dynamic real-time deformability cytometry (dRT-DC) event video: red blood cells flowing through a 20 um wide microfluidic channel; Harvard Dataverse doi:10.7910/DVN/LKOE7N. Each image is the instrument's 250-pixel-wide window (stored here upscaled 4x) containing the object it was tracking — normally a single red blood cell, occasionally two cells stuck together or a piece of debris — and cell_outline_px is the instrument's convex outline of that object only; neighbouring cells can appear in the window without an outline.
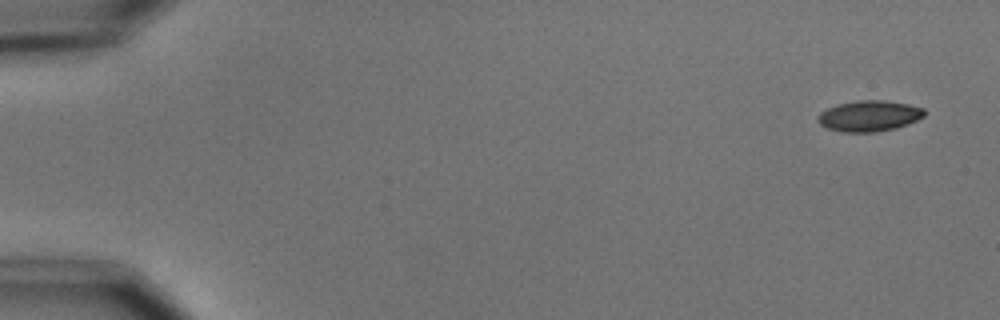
{"species": "common noctule bat (a hibernating species)", "species_latin": "Nyctalus noctula", "temperature_condition": "cold", "stored_images_in_passage": 5, "camera_frame_rate_fps": 3000, "um_per_image_px": 0.085, "animal": {"sex": "male", "body_mass_g": 15.6}, "frame": {"image": 1, "passage_image": 1, "time_ms": 0.0, "image_size_px": [1000, 320], "cell_outline_px": [[924, 116], [916, 120], [896, 128], [876, 132], [844, 132], [828, 128], [820, 124], [816, 120], [816, 116], [820, 112], [836, 104], [856, 100], [884, 100], [908, 104], [924, 108]], "centroid_in_image_um": [73.84, 9.85], "position_along_channel_um": 11.2, "area_um2": 19.19}}